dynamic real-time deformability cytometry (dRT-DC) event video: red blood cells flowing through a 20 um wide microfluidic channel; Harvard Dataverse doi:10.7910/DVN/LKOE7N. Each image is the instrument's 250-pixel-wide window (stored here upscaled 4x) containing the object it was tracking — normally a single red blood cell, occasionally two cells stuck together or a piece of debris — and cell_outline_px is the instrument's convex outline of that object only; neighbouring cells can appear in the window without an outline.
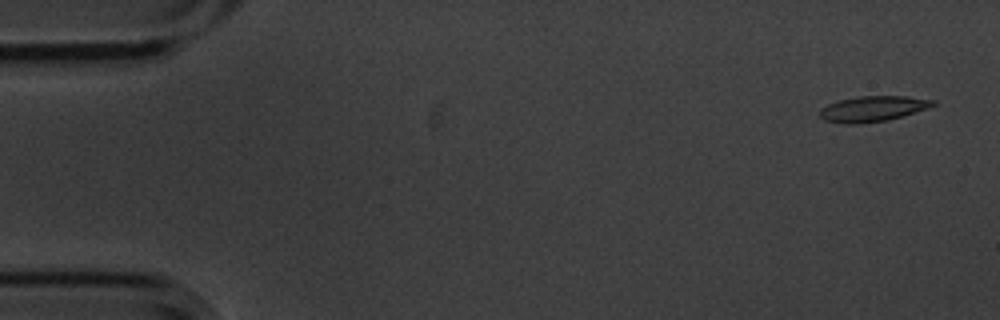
{"species": "common noctule bat (a hibernating species)", "species_latin": "Nyctalus noctula", "temperature_condition": "cold", "stored_images_in_passage": 5, "camera_frame_rate_fps": 3000, "um_per_image_px": 0.085, "animal": {"sex": "male", "body_mass_g": 20.1, "forearm_length_mm": 53.5}, "frame": {"image": 1, "passage_image": 1, "time_ms": 0.0, "image_size_px": [1000, 320], "cell_outline_px": [[936, 104], [928, 108], [888, 120], [860, 124], [844, 124], [824, 120], [820, 116], [820, 108], [828, 104], [840, 100], [860, 96], [908, 96], [936, 100]], "centroid_in_image_um": [74.19, 9.25], "position_along_channel_um": 10.8, "area_um2": 16.88}}
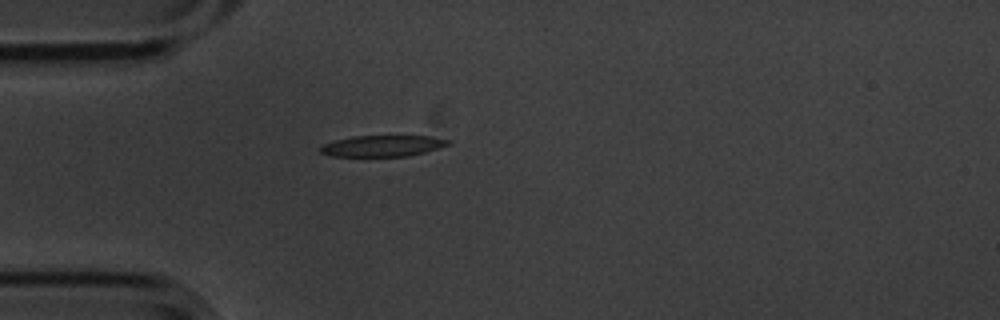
{"frame": {"image": 2, "passage_image": 5, "time_ms": 1.333, "image_size_px": [1000, 320], "cell_outline_px": [[452, 144], [440, 148], [408, 156], [332, 156], [320, 152], [320, 148], [324, 144], [336, 140], [352, 136], [428, 136], [452, 140]], "centroid_in_image_um": [32.58, 12.4], "position_along_channel_um": 52.4, "area_um2": 15.72}}